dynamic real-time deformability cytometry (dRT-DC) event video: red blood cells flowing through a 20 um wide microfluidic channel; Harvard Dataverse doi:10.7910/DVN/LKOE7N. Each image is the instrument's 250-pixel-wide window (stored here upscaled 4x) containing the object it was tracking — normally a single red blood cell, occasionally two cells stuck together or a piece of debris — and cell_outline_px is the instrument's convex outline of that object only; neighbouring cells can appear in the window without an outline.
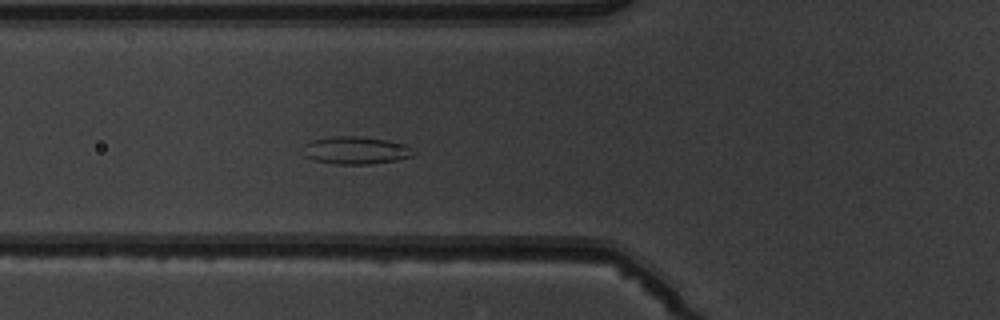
{"species": "common noctule bat (a hibernating species)", "species_latin": "Nyctalus noctula", "temperature_condition": "warm", "stored_images_in_passage": 6, "camera_frame_rate_fps": 3000, "um_per_image_px": 0.085, "animal": {"sex": "male", "body_mass_g": 19.5, "forearm_length_mm": 54.6}, "frame": {"image": 1, "passage_image": 6, "time_ms": 5.667, "image_size_px": [1000, 320], "cell_outline_px": [[416, 152], [412, 156], [396, 160], [368, 164], [332, 164], [312, 160], [304, 156], [304, 144], [312, 140], [336, 136], [352, 136], [388, 140], [404, 144], [412, 148]], "centroid_in_image_um": [30.22, 12.79], "position_along_channel_um": 95.6, "area_um2": 17.74}}